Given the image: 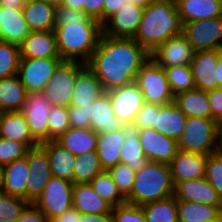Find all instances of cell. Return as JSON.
I'll return each mask as SVG.
<instances>
[{
  "instance_id": "2e32d148",
  "label": "cell",
  "mask_w": 222,
  "mask_h": 222,
  "mask_svg": "<svg viewBox=\"0 0 222 222\" xmlns=\"http://www.w3.org/2000/svg\"><path fill=\"white\" fill-rule=\"evenodd\" d=\"M139 138L143 153L149 161L169 164L178 150L176 140L159 133L154 128H141Z\"/></svg>"
},
{
  "instance_id": "f1b7e54d",
  "label": "cell",
  "mask_w": 222,
  "mask_h": 222,
  "mask_svg": "<svg viewBox=\"0 0 222 222\" xmlns=\"http://www.w3.org/2000/svg\"><path fill=\"white\" fill-rule=\"evenodd\" d=\"M55 9L45 0L26 2L22 11L30 31H54Z\"/></svg>"
},
{
  "instance_id": "277c9868",
  "label": "cell",
  "mask_w": 222,
  "mask_h": 222,
  "mask_svg": "<svg viewBox=\"0 0 222 222\" xmlns=\"http://www.w3.org/2000/svg\"><path fill=\"white\" fill-rule=\"evenodd\" d=\"M174 194V184L168 164L148 161L136 172L131 194L126 202L143 206Z\"/></svg>"
},
{
  "instance_id": "83f0119b",
  "label": "cell",
  "mask_w": 222,
  "mask_h": 222,
  "mask_svg": "<svg viewBox=\"0 0 222 222\" xmlns=\"http://www.w3.org/2000/svg\"><path fill=\"white\" fill-rule=\"evenodd\" d=\"M46 152L54 177L73 182V169L76 156L61 146L56 140L39 144Z\"/></svg>"
},
{
  "instance_id": "9f6ffc18",
  "label": "cell",
  "mask_w": 222,
  "mask_h": 222,
  "mask_svg": "<svg viewBox=\"0 0 222 222\" xmlns=\"http://www.w3.org/2000/svg\"><path fill=\"white\" fill-rule=\"evenodd\" d=\"M51 222H79V212L72 207L53 218Z\"/></svg>"
},
{
  "instance_id": "f907efd6",
  "label": "cell",
  "mask_w": 222,
  "mask_h": 222,
  "mask_svg": "<svg viewBox=\"0 0 222 222\" xmlns=\"http://www.w3.org/2000/svg\"><path fill=\"white\" fill-rule=\"evenodd\" d=\"M13 222H51V220L33 203H30Z\"/></svg>"
},
{
  "instance_id": "cb8c5ba5",
  "label": "cell",
  "mask_w": 222,
  "mask_h": 222,
  "mask_svg": "<svg viewBox=\"0 0 222 222\" xmlns=\"http://www.w3.org/2000/svg\"><path fill=\"white\" fill-rule=\"evenodd\" d=\"M0 137L25 143L29 148L39 145L31 136L22 111L0 112Z\"/></svg>"
},
{
  "instance_id": "e7e4bbea",
  "label": "cell",
  "mask_w": 222,
  "mask_h": 222,
  "mask_svg": "<svg viewBox=\"0 0 222 222\" xmlns=\"http://www.w3.org/2000/svg\"><path fill=\"white\" fill-rule=\"evenodd\" d=\"M54 7L61 6L64 0H45Z\"/></svg>"
},
{
  "instance_id": "d4e9b609",
  "label": "cell",
  "mask_w": 222,
  "mask_h": 222,
  "mask_svg": "<svg viewBox=\"0 0 222 222\" xmlns=\"http://www.w3.org/2000/svg\"><path fill=\"white\" fill-rule=\"evenodd\" d=\"M72 207L83 214H107L113 210V207L104 201L89 183L73 185Z\"/></svg>"
},
{
  "instance_id": "7c38bea8",
  "label": "cell",
  "mask_w": 222,
  "mask_h": 222,
  "mask_svg": "<svg viewBox=\"0 0 222 222\" xmlns=\"http://www.w3.org/2000/svg\"><path fill=\"white\" fill-rule=\"evenodd\" d=\"M29 178L26 184V201L34 203L44 191L50 178L53 176L47 152L40 146L27 151Z\"/></svg>"
},
{
  "instance_id": "d6a6232c",
  "label": "cell",
  "mask_w": 222,
  "mask_h": 222,
  "mask_svg": "<svg viewBox=\"0 0 222 222\" xmlns=\"http://www.w3.org/2000/svg\"><path fill=\"white\" fill-rule=\"evenodd\" d=\"M97 135L91 128L70 127L56 141L75 156L96 151Z\"/></svg>"
},
{
  "instance_id": "7bdbcfd3",
  "label": "cell",
  "mask_w": 222,
  "mask_h": 222,
  "mask_svg": "<svg viewBox=\"0 0 222 222\" xmlns=\"http://www.w3.org/2000/svg\"><path fill=\"white\" fill-rule=\"evenodd\" d=\"M107 171L116 184L118 191L126 199L131 194L136 172L123 163H118L116 166L109 168Z\"/></svg>"
},
{
  "instance_id": "f5cc1de1",
  "label": "cell",
  "mask_w": 222,
  "mask_h": 222,
  "mask_svg": "<svg viewBox=\"0 0 222 222\" xmlns=\"http://www.w3.org/2000/svg\"><path fill=\"white\" fill-rule=\"evenodd\" d=\"M104 0H83V12L103 24Z\"/></svg>"
},
{
  "instance_id": "816d5d0a",
  "label": "cell",
  "mask_w": 222,
  "mask_h": 222,
  "mask_svg": "<svg viewBox=\"0 0 222 222\" xmlns=\"http://www.w3.org/2000/svg\"><path fill=\"white\" fill-rule=\"evenodd\" d=\"M207 97L212 111V119L222 120V87L207 91Z\"/></svg>"
},
{
  "instance_id": "ba28073f",
  "label": "cell",
  "mask_w": 222,
  "mask_h": 222,
  "mask_svg": "<svg viewBox=\"0 0 222 222\" xmlns=\"http://www.w3.org/2000/svg\"><path fill=\"white\" fill-rule=\"evenodd\" d=\"M182 34L195 52L222 50V17L186 22Z\"/></svg>"
},
{
  "instance_id": "e0dca14e",
  "label": "cell",
  "mask_w": 222,
  "mask_h": 222,
  "mask_svg": "<svg viewBox=\"0 0 222 222\" xmlns=\"http://www.w3.org/2000/svg\"><path fill=\"white\" fill-rule=\"evenodd\" d=\"M218 50L196 51L190 62L195 87L205 92L219 88L217 80Z\"/></svg>"
},
{
  "instance_id": "681fc988",
  "label": "cell",
  "mask_w": 222,
  "mask_h": 222,
  "mask_svg": "<svg viewBox=\"0 0 222 222\" xmlns=\"http://www.w3.org/2000/svg\"><path fill=\"white\" fill-rule=\"evenodd\" d=\"M156 111H159V104L145 102L137 113L133 124L139 129L153 128L156 119Z\"/></svg>"
},
{
  "instance_id": "b9f144b4",
  "label": "cell",
  "mask_w": 222,
  "mask_h": 222,
  "mask_svg": "<svg viewBox=\"0 0 222 222\" xmlns=\"http://www.w3.org/2000/svg\"><path fill=\"white\" fill-rule=\"evenodd\" d=\"M29 204L23 198L0 193V222H13Z\"/></svg>"
},
{
  "instance_id": "52a82bcc",
  "label": "cell",
  "mask_w": 222,
  "mask_h": 222,
  "mask_svg": "<svg viewBox=\"0 0 222 222\" xmlns=\"http://www.w3.org/2000/svg\"><path fill=\"white\" fill-rule=\"evenodd\" d=\"M85 66V63L67 60L59 64L43 90L52 106H70L76 77Z\"/></svg>"
},
{
  "instance_id": "60d3db41",
  "label": "cell",
  "mask_w": 222,
  "mask_h": 222,
  "mask_svg": "<svg viewBox=\"0 0 222 222\" xmlns=\"http://www.w3.org/2000/svg\"><path fill=\"white\" fill-rule=\"evenodd\" d=\"M20 59V46L0 40V78L17 75Z\"/></svg>"
},
{
  "instance_id": "30bf717a",
  "label": "cell",
  "mask_w": 222,
  "mask_h": 222,
  "mask_svg": "<svg viewBox=\"0 0 222 222\" xmlns=\"http://www.w3.org/2000/svg\"><path fill=\"white\" fill-rule=\"evenodd\" d=\"M62 61L61 58H21L17 76L27 93L43 92Z\"/></svg>"
},
{
  "instance_id": "44dd1931",
  "label": "cell",
  "mask_w": 222,
  "mask_h": 222,
  "mask_svg": "<svg viewBox=\"0 0 222 222\" xmlns=\"http://www.w3.org/2000/svg\"><path fill=\"white\" fill-rule=\"evenodd\" d=\"M21 58H60L54 31H31L20 45Z\"/></svg>"
},
{
  "instance_id": "484cf974",
  "label": "cell",
  "mask_w": 222,
  "mask_h": 222,
  "mask_svg": "<svg viewBox=\"0 0 222 222\" xmlns=\"http://www.w3.org/2000/svg\"><path fill=\"white\" fill-rule=\"evenodd\" d=\"M90 128L97 133L120 130L123 124L115 117L110 95L105 92L90 107Z\"/></svg>"
},
{
  "instance_id": "6f0895ef",
  "label": "cell",
  "mask_w": 222,
  "mask_h": 222,
  "mask_svg": "<svg viewBox=\"0 0 222 222\" xmlns=\"http://www.w3.org/2000/svg\"><path fill=\"white\" fill-rule=\"evenodd\" d=\"M25 3V0H0V6H5L12 9H23Z\"/></svg>"
},
{
  "instance_id": "7a4b0ae2",
  "label": "cell",
  "mask_w": 222,
  "mask_h": 222,
  "mask_svg": "<svg viewBox=\"0 0 222 222\" xmlns=\"http://www.w3.org/2000/svg\"><path fill=\"white\" fill-rule=\"evenodd\" d=\"M54 32L62 60L86 63L98 46L102 24L83 11L61 5L55 9Z\"/></svg>"
},
{
  "instance_id": "603a6c76",
  "label": "cell",
  "mask_w": 222,
  "mask_h": 222,
  "mask_svg": "<svg viewBox=\"0 0 222 222\" xmlns=\"http://www.w3.org/2000/svg\"><path fill=\"white\" fill-rule=\"evenodd\" d=\"M182 24L222 17V0H175Z\"/></svg>"
},
{
  "instance_id": "6125c7cd",
  "label": "cell",
  "mask_w": 222,
  "mask_h": 222,
  "mask_svg": "<svg viewBox=\"0 0 222 222\" xmlns=\"http://www.w3.org/2000/svg\"><path fill=\"white\" fill-rule=\"evenodd\" d=\"M132 4L139 6L145 9L148 5H150L154 0H128Z\"/></svg>"
},
{
  "instance_id": "11a10c76",
  "label": "cell",
  "mask_w": 222,
  "mask_h": 222,
  "mask_svg": "<svg viewBox=\"0 0 222 222\" xmlns=\"http://www.w3.org/2000/svg\"><path fill=\"white\" fill-rule=\"evenodd\" d=\"M79 222H114L112 213L83 214L79 213Z\"/></svg>"
},
{
  "instance_id": "5b68a950",
  "label": "cell",
  "mask_w": 222,
  "mask_h": 222,
  "mask_svg": "<svg viewBox=\"0 0 222 222\" xmlns=\"http://www.w3.org/2000/svg\"><path fill=\"white\" fill-rule=\"evenodd\" d=\"M217 122L212 118L186 117L178 149L210 155L216 150Z\"/></svg>"
},
{
  "instance_id": "ee69618b",
  "label": "cell",
  "mask_w": 222,
  "mask_h": 222,
  "mask_svg": "<svg viewBox=\"0 0 222 222\" xmlns=\"http://www.w3.org/2000/svg\"><path fill=\"white\" fill-rule=\"evenodd\" d=\"M48 122L49 141L58 139L70 128L67 107L52 106Z\"/></svg>"
},
{
  "instance_id": "836d02e7",
  "label": "cell",
  "mask_w": 222,
  "mask_h": 222,
  "mask_svg": "<svg viewBox=\"0 0 222 222\" xmlns=\"http://www.w3.org/2000/svg\"><path fill=\"white\" fill-rule=\"evenodd\" d=\"M27 90L17 75L0 78V112L22 111Z\"/></svg>"
},
{
  "instance_id": "74e56055",
  "label": "cell",
  "mask_w": 222,
  "mask_h": 222,
  "mask_svg": "<svg viewBox=\"0 0 222 222\" xmlns=\"http://www.w3.org/2000/svg\"><path fill=\"white\" fill-rule=\"evenodd\" d=\"M96 151L76 156L73 169V184L89 183L95 176L103 172Z\"/></svg>"
},
{
  "instance_id": "5bb4252c",
  "label": "cell",
  "mask_w": 222,
  "mask_h": 222,
  "mask_svg": "<svg viewBox=\"0 0 222 222\" xmlns=\"http://www.w3.org/2000/svg\"><path fill=\"white\" fill-rule=\"evenodd\" d=\"M144 9L125 3L116 13L102 24V34L112 38H134Z\"/></svg>"
},
{
  "instance_id": "ac0fdd59",
  "label": "cell",
  "mask_w": 222,
  "mask_h": 222,
  "mask_svg": "<svg viewBox=\"0 0 222 222\" xmlns=\"http://www.w3.org/2000/svg\"><path fill=\"white\" fill-rule=\"evenodd\" d=\"M208 155L178 149L168 164L174 186L184 180L205 177Z\"/></svg>"
},
{
  "instance_id": "4316f807",
  "label": "cell",
  "mask_w": 222,
  "mask_h": 222,
  "mask_svg": "<svg viewBox=\"0 0 222 222\" xmlns=\"http://www.w3.org/2000/svg\"><path fill=\"white\" fill-rule=\"evenodd\" d=\"M122 131L126 141L120 150V163L128 165L135 172L148 163L139 138L140 129L134 124H123Z\"/></svg>"
},
{
  "instance_id": "9c48e42d",
  "label": "cell",
  "mask_w": 222,
  "mask_h": 222,
  "mask_svg": "<svg viewBox=\"0 0 222 222\" xmlns=\"http://www.w3.org/2000/svg\"><path fill=\"white\" fill-rule=\"evenodd\" d=\"M73 182L52 176L33 203L50 220L72 208Z\"/></svg>"
},
{
  "instance_id": "8fae6325",
  "label": "cell",
  "mask_w": 222,
  "mask_h": 222,
  "mask_svg": "<svg viewBox=\"0 0 222 222\" xmlns=\"http://www.w3.org/2000/svg\"><path fill=\"white\" fill-rule=\"evenodd\" d=\"M52 105L43 92L27 93L22 112L28 123L31 136L38 143L49 141V114Z\"/></svg>"
},
{
  "instance_id": "f546056e",
  "label": "cell",
  "mask_w": 222,
  "mask_h": 222,
  "mask_svg": "<svg viewBox=\"0 0 222 222\" xmlns=\"http://www.w3.org/2000/svg\"><path fill=\"white\" fill-rule=\"evenodd\" d=\"M125 141L122 129L98 133L96 154L104 170L120 163V150Z\"/></svg>"
},
{
  "instance_id": "8992f818",
  "label": "cell",
  "mask_w": 222,
  "mask_h": 222,
  "mask_svg": "<svg viewBox=\"0 0 222 222\" xmlns=\"http://www.w3.org/2000/svg\"><path fill=\"white\" fill-rule=\"evenodd\" d=\"M135 82L146 103L167 105L174 102L165 70L149 58L137 73Z\"/></svg>"
},
{
  "instance_id": "bcb514c9",
  "label": "cell",
  "mask_w": 222,
  "mask_h": 222,
  "mask_svg": "<svg viewBox=\"0 0 222 222\" xmlns=\"http://www.w3.org/2000/svg\"><path fill=\"white\" fill-rule=\"evenodd\" d=\"M205 179L215 188L222 200V157L216 153L208 155Z\"/></svg>"
},
{
  "instance_id": "d590c367",
  "label": "cell",
  "mask_w": 222,
  "mask_h": 222,
  "mask_svg": "<svg viewBox=\"0 0 222 222\" xmlns=\"http://www.w3.org/2000/svg\"><path fill=\"white\" fill-rule=\"evenodd\" d=\"M178 222L222 221V206L177 200Z\"/></svg>"
},
{
  "instance_id": "e575fe53",
  "label": "cell",
  "mask_w": 222,
  "mask_h": 222,
  "mask_svg": "<svg viewBox=\"0 0 222 222\" xmlns=\"http://www.w3.org/2000/svg\"><path fill=\"white\" fill-rule=\"evenodd\" d=\"M174 103L186 117L212 118L207 92L194 88L174 96Z\"/></svg>"
},
{
  "instance_id": "db71d44e",
  "label": "cell",
  "mask_w": 222,
  "mask_h": 222,
  "mask_svg": "<svg viewBox=\"0 0 222 222\" xmlns=\"http://www.w3.org/2000/svg\"><path fill=\"white\" fill-rule=\"evenodd\" d=\"M128 2V0H104L103 23Z\"/></svg>"
},
{
  "instance_id": "f35d334b",
  "label": "cell",
  "mask_w": 222,
  "mask_h": 222,
  "mask_svg": "<svg viewBox=\"0 0 222 222\" xmlns=\"http://www.w3.org/2000/svg\"><path fill=\"white\" fill-rule=\"evenodd\" d=\"M89 184L113 208L126 202V199L118 191L116 184L107 170L95 176Z\"/></svg>"
},
{
  "instance_id": "f6af8a7d",
  "label": "cell",
  "mask_w": 222,
  "mask_h": 222,
  "mask_svg": "<svg viewBox=\"0 0 222 222\" xmlns=\"http://www.w3.org/2000/svg\"><path fill=\"white\" fill-rule=\"evenodd\" d=\"M29 149L25 143L0 137V165L26 156Z\"/></svg>"
},
{
  "instance_id": "91938a15",
  "label": "cell",
  "mask_w": 222,
  "mask_h": 222,
  "mask_svg": "<svg viewBox=\"0 0 222 222\" xmlns=\"http://www.w3.org/2000/svg\"><path fill=\"white\" fill-rule=\"evenodd\" d=\"M62 5L70 9L83 11V0H64Z\"/></svg>"
},
{
  "instance_id": "94428289",
  "label": "cell",
  "mask_w": 222,
  "mask_h": 222,
  "mask_svg": "<svg viewBox=\"0 0 222 222\" xmlns=\"http://www.w3.org/2000/svg\"><path fill=\"white\" fill-rule=\"evenodd\" d=\"M216 71H217L218 84L221 87L222 86V50H218Z\"/></svg>"
},
{
  "instance_id": "7402d4cb",
  "label": "cell",
  "mask_w": 222,
  "mask_h": 222,
  "mask_svg": "<svg viewBox=\"0 0 222 222\" xmlns=\"http://www.w3.org/2000/svg\"><path fill=\"white\" fill-rule=\"evenodd\" d=\"M105 92L98 78L85 66L76 77L70 106H92Z\"/></svg>"
},
{
  "instance_id": "ffe728a7",
  "label": "cell",
  "mask_w": 222,
  "mask_h": 222,
  "mask_svg": "<svg viewBox=\"0 0 222 222\" xmlns=\"http://www.w3.org/2000/svg\"><path fill=\"white\" fill-rule=\"evenodd\" d=\"M22 9L0 6V40L20 46L30 33Z\"/></svg>"
},
{
  "instance_id": "7dc6e473",
  "label": "cell",
  "mask_w": 222,
  "mask_h": 222,
  "mask_svg": "<svg viewBox=\"0 0 222 222\" xmlns=\"http://www.w3.org/2000/svg\"><path fill=\"white\" fill-rule=\"evenodd\" d=\"M114 222H146L141 206L125 202L113 208Z\"/></svg>"
},
{
  "instance_id": "9a60e30c",
  "label": "cell",
  "mask_w": 222,
  "mask_h": 222,
  "mask_svg": "<svg viewBox=\"0 0 222 222\" xmlns=\"http://www.w3.org/2000/svg\"><path fill=\"white\" fill-rule=\"evenodd\" d=\"M194 49L181 33L170 37L165 43L159 45L150 58L163 69L172 66L190 65L193 60Z\"/></svg>"
},
{
  "instance_id": "c3c4849f",
  "label": "cell",
  "mask_w": 222,
  "mask_h": 222,
  "mask_svg": "<svg viewBox=\"0 0 222 222\" xmlns=\"http://www.w3.org/2000/svg\"><path fill=\"white\" fill-rule=\"evenodd\" d=\"M90 107L92 106H68V115L70 127L72 128H90Z\"/></svg>"
},
{
  "instance_id": "d6986e66",
  "label": "cell",
  "mask_w": 222,
  "mask_h": 222,
  "mask_svg": "<svg viewBox=\"0 0 222 222\" xmlns=\"http://www.w3.org/2000/svg\"><path fill=\"white\" fill-rule=\"evenodd\" d=\"M174 197L180 201H192L213 206H222L215 188L205 179H189L174 186Z\"/></svg>"
},
{
  "instance_id": "8d00e7d4",
  "label": "cell",
  "mask_w": 222,
  "mask_h": 222,
  "mask_svg": "<svg viewBox=\"0 0 222 222\" xmlns=\"http://www.w3.org/2000/svg\"><path fill=\"white\" fill-rule=\"evenodd\" d=\"M141 207L146 222H178L177 200L174 195Z\"/></svg>"
},
{
  "instance_id": "ab89813d",
  "label": "cell",
  "mask_w": 222,
  "mask_h": 222,
  "mask_svg": "<svg viewBox=\"0 0 222 222\" xmlns=\"http://www.w3.org/2000/svg\"><path fill=\"white\" fill-rule=\"evenodd\" d=\"M164 70L174 96L196 88L190 65L166 67Z\"/></svg>"
},
{
  "instance_id": "1f68e13d",
  "label": "cell",
  "mask_w": 222,
  "mask_h": 222,
  "mask_svg": "<svg viewBox=\"0 0 222 222\" xmlns=\"http://www.w3.org/2000/svg\"><path fill=\"white\" fill-rule=\"evenodd\" d=\"M27 156L4 165L3 193L26 200V184L29 178Z\"/></svg>"
},
{
  "instance_id": "be15d7a7",
  "label": "cell",
  "mask_w": 222,
  "mask_h": 222,
  "mask_svg": "<svg viewBox=\"0 0 222 222\" xmlns=\"http://www.w3.org/2000/svg\"><path fill=\"white\" fill-rule=\"evenodd\" d=\"M4 191V165H0V193Z\"/></svg>"
},
{
  "instance_id": "680465c9",
  "label": "cell",
  "mask_w": 222,
  "mask_h": 222,
  "mask_svg": "<svg viewBox=\"0 0 222 222\" xmlns=\"http://www.w3.org/2000/svg\"><path fill=\"white\" fill-rule=\"evenodd\" d=\"M215 153L222 157V120L217 122V136H216Z\"/></svg>"
},
{
  "instance_id": "4fadbf2b",
  "label": "cell",
  "mask_w": 222,
  "mask_h": 222,
  "mask_svg": "<svg viewBox=\"0 0 222 222\" xmlns=\"http://www.w3.org/2000/svg\"><path fill=\"white\" fill-rule=\"evenodd\" d=\"M106 92L110 95L115 117L122 124H133L137 113L145 103L137 83L134 81Z\"/></svg>"
},
{
  "instance_id": "4dcf8cb0",
  "label": "cell",
  "mask_w": 222,
  "mask_h": 222,
  "mask_svg": "<svg viewBox=\"0 0 222 222\" xmlns=\"http://www.w3.org/2000/svg\"><path fill=\"white\" fill-rule=\"evenodd\" d=\"M186 122V116L173 102L167 105H159L156 111L154 129L176 141L180 138Z\"/></svg>"
},
{
  "instance_id": "6da1fadb",
  "label": "cell",
  "mask_w": 222,
  "mask_h": 222,
  "mask_svg": "<svg viewBox=\"0 0 222 222\" xmlns=\"http://www.w3.org/2000/svg\"><path fill=\"white\" fill-rule=\"evenodd\" d=\"M150 54L133 38L101 35L98 46L86 67L98 78L105 91L136 80Z\"/></svg>"
},
{
  "instance_id": "3957f363",
  "label": "cell",
  "mask_w": 222,
  "mask_h": 222,
  "mask_svg": "<svg viewBox=\"0 0 222 222\" xmlns=\"http://www.w3.org/2000/svg\"><path fill=\"white\" fill-rule=\"evenodd\" d=\"M182 33V23L175 0H154L142 14L133 38L149 54L170 37Z\"/></svg>"
}]
</instances>
